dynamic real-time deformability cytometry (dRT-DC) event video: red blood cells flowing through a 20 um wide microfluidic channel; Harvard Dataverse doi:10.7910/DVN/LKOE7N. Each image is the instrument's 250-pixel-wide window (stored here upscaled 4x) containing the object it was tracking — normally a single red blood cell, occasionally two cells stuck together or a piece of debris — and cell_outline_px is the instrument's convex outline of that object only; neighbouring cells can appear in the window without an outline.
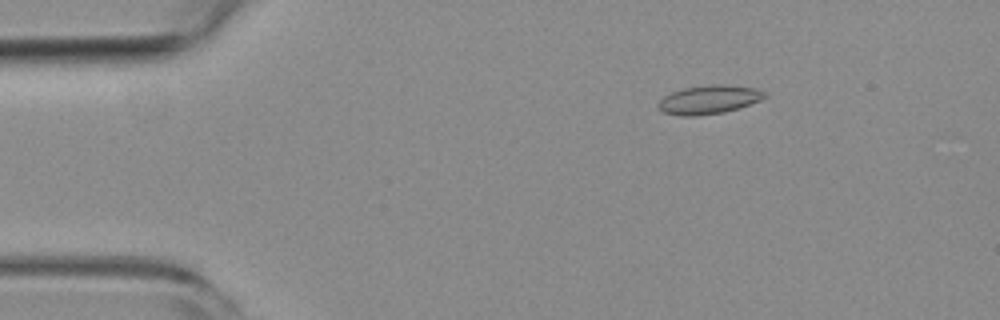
{"species": "common noctule bat (a hibernating species)", "species_latin": "Nyctalus noctula", "temperature_condition": "room temperature", "stored_images_in_passage": 49, "camera_frame_rate_fps": 3000, "um_per_image_px": 0.085, "animal": {"sex": "female", "body_mass_g": 19.3, "forearm_length_mm": 54.1}, "frame": {"image": 1, "passage_image": 4, "time_ms": 1.0, "image_size_px": [1000, 320], "cell_outline_px": [[768, 96], [760, 100], [740, 108], [724, 112], [692, 116], [684, 116], [664, 112], [656, 104], [664, 96], [672, 92], [684, 88], [712, 84], [724, 84], [756, 88], [768, 92]], "centroid_in_image_um": [60.31, 8.45], "position_along_channel_um": 24.7, "area_um2": 17.8}}
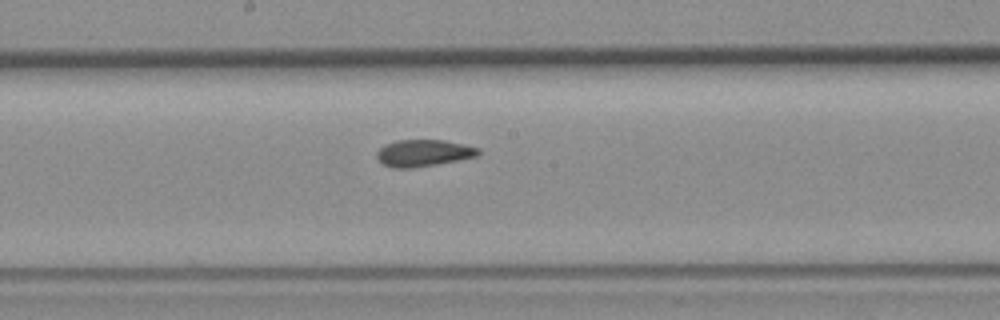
{"frame": {"image": 2, "passage_image": 24, "time_ms": 7.667, "image_size_px": [1000, 320], "cell_outline_px": [[480, 152], [476, 156], [460, 160], [412, 168], [392, 168], [384, 164], [376, 156], [376, 152], [384, 144], [396, 140], [444, 140], [464, 144], [480, 148]], "centroid_in_image_um": [35.99, 13.0], "position_along_channel_um": 212.2, "area_um2": 15.9}}
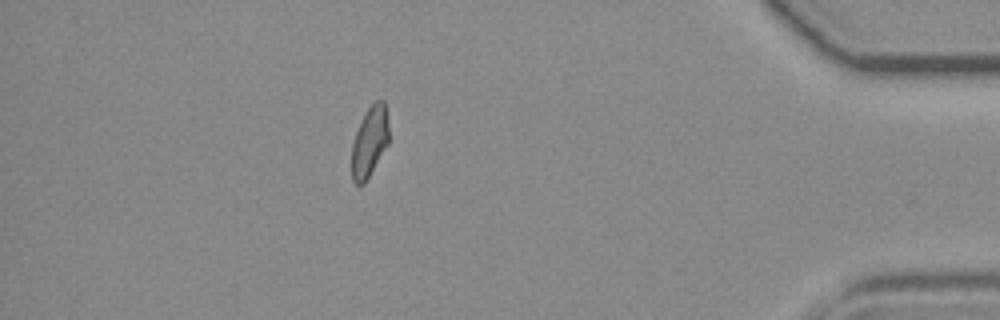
{"frame": {"image": 3, "passage_image": 43, "time_ms": 14.0, "image_size_px": [1000, 320], "cell_outline_px": [[388, 144], [364, 184], [356, 184], [352, 180], [352, 144], [360, 120], [368, 108], [376, 100], [384, 100], [388, 116]], "centroid_in_image_um": [31.42, 12.02], "position_along_channel_um": 403.8, "area_um2": 15.2}, "authors_computed_cell_mechanics": {"area_um2": 16.1262, "velocity_mm_per_s": 3.8153, "shape_relaxation_time_tau1_ms": null, "shape_relaxation_time_tau2_ms": 3.4078, "deformation_change_tau1": null, "deformation_change_tau2": 0.0998}}